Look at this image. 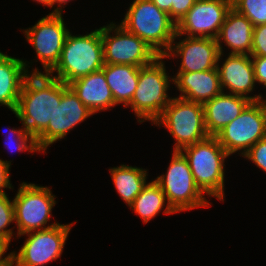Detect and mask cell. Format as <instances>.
Returning a JSON list of instances; mask_svg holds the SVG:
<instances>
[{"label":"cell","mask_w":266,"mask_h":266,"mask_svg":"<svg viewBox=\"0 0 266 266\" xmlns=\"http://www.w3.org/2000/svg\"><path fill=\"white\" fill-rule=\"evenodd\" d=\"M62 98V81L49 74H29L22 86L13 112L36 139L52 120Z\"/></svg>","instance_id":"6da1fadb"},{"label":"cell","mask_w":266,"mask_h":266,"mask_svg":"<svg viewBox=\"0 0 266 266\" xmlns=\"http://www.w3.org/2000/svg\"><path fill=\"white\" fill-rule=\"evenodd\" d=\"M120 25L144 40L159 56L170 49L177 24L151 0H134Z\"/></svg>","instance_id":"7a4b0ae2"},{"label":"cell","mask_w":266,"mask_h":266,"mask_svg":"<svg viewBox=\"0 0 266 266\" xmlns=\"http://www.w3.org/2000/svg\"><path fill=\"white\" fill-rule=\"evenodd\" d=\"M103 66L101 27L86 35H72L69 32L60 60L49 75L68 85L75 79L101 70Z\"/></svg>","instance_id":"3957f363"},{"label":"cell","mask_w":266,"mask_h":266,"mask_svg":"<svg viewBox=\"0 0 266 266\" xmlns=\"http://www.w3.org/2000/svg\"><path fill=\"white\" fill-rule=\"evenodd\" d=\"M180 152L185 156L192 175L200 190L208 197L224 201L225 159L230 155L219 144L216 136L184 147Z\"/></svg>","instance_id":"277c9868"},{"label":"cell","mask_w":266,"mask_h":266,"mask_svg":"<svg viewBox=\"0 0 266 266\" xmlns=\"http://www.w3.org/2000/svg\"><path fill=\"white\" fill-rule=\"evenodd\" d=\"M164 59V56H159L151 64L140 67L137 88L126 106L134 111L139 123L151 121L153 124L172 99L168 90L173 77L166 73Z\"/></svg>","instance_id":"5b68a950"},{"label":"cell","mask_w":266,"mask_h":266,"mask_svg":"<svg viewBox=\"0 0 266 266\" xmlns=\"http://www.w3.org/2000/svg\"><path fill=\"white\" fill-rule=\"evenodd\" d=\"M172 159L166 174L154 180L165 194L170 208L178 212L209 207L211 203L197 186L188 161L180 151H172Z\"/></svg>","instance_id":"8992f818"},{"label":"cell","mask_w":266,"mask_h":266,"mask_svg":"<svg viewBox=\"0 0 266 266\" xmlns=\"http://www.w3.org/2000/svg\"><path fill=\"white\" fill-rule=\"evenodd\" d=\"M154 124L168 129L175 140L174 151H180L209 136L204 123L203 104L180 97L171 99L169 106Z\"/></svg>","instance_id":"52a82bcc"},{"label":"cell","mask_w":266,"mask_h":266,"mask_svg":"<svg viewBox=\"0 0 266 266\" xmlns=\"http://www.w3.org/2000/svg\"><path fill=\"white\" fill-rule=\"evenodd\" d=\"M17 238L23 234L53 227L58 222L48 225L52 209L56 204L51 188L34 183L22 182L13 198ZM47 224V226H46Z\"/></svg>","instance_id":"ba28073f"},{"label":"cell","mask_w":266,"mask_h":266,"mask_svg":"<svg viewBox=\"0 0 266 266\" xmlns=\"http://www.w3.org/2000/svg\"><path fill=\"white\" fill-rule=\"evenodd\" d=\"M101 39L104 64L144 67L159 57L144 40L113 22L101 27Z\"/></svg>","instance_id":"9c48e42d"},{"label":"cell","mask_w":266,"mask_h":266,"mask_svg":"<svg viewBox=\"0 0 266 266\" xmlns=\"http://www.w3.org/2000/svg\"><path fill=\"white\" fill-rule=\"evenodd\" d=\"M216 137L229 155L239 151L243 157L254 144L266 137V108L259 101L251 102Z\"/></svg>","instance_id":"30bf717a"},{"label":"cell","mask_w":266,"mask_h":266,"mask_svg":"<svg viewBox=\"0 0 266 266\" xmlns=\"http://www.w3.org/2000/svg\"><path fill=\"white\" fill-rule=\"evenodd\" d=\"M72 225L59 223L23 234L28 237L18 253L11 252L12 266H44L57 260L63 252Z\"/></svg>","instance_id":"8fae6325"},{"label":"cell","mask_w":266,"mask_h":266,"mask_svg":"<svg viewBox=\"0 0 266 266\" xmlns=\"http://www.w3.org/2000/svg\"><path fill=\"white\" fill-rule=\"evenodd\" d=\"M22 32L27 42L33 46L45 74H49L59 62L70 32L64 23L62 13H50Z\"/></svg>","instance_id":"7c38bea8"},{"label":"cell","mask_w":266,"mask_h":266,"mask_svg":"<svg viewBox=\"0 0 266 266\" xmlns=\"http://www.w3.org/2000/svg\"><path fill=\"white\" fill-rule=\"evenodd\" d=\"M92 115L94 113L83 104L73 89L62 82L60 105L56 106L47 128L36 138L38 148L46 153L50 145L66 137L70 130Z\"/></svg>","instance_id":"4fadbf2b"},{"label":"cell","mask_w":266,"mask_h":266,"mask_svg":"<svg viewBox=\"0 0 266 266\" xmlns=\"http://www.w3.org/2000/svg\"><path fill=\"white\" fill-rule=\"evenodd\" d=\"M232 5L227 0H196L177 23L174 39L182 36L216 39Z\"/></svg>","instance_id":"5bb4252c"},{"label":"cell","mask_w":266,"mask_h":266,"mask_svg":"<svg viewBox=\"0 0 266 266\" xmlns=\"http://www.w3.org/2000/svg\"><path fill=\"white\" fill-rule=\"evenodd\" d=\"M219 55L216 39L185 36L179 42L174 39L164 57L181 58L178 72H195L217 68Z\"/></svg>","instance_id":"9a60e30c"},{"label":"cell","mask_w":266,"mask_h":266,"mask_svg":"<svg viewBox=\"0 0 266 266\" xmlns=\"http://www.w3.org/2000/svg\"><path fill=\"white\" fill-rule=\"evenodd\" d=\"M224 52L220 53L218 58L217 69L220 77V84L223 92L245 97L252 102L259 101L258 95H249L255 89L254 68L251 61V56L248 54H228L222 65L219 61L222 60ZM221 59V60H220Z\"/></svg>","instance_id":"2e32d148"},{"label":"cell","mask_w":266,"mask_h":266,"mask_svg":"<svg viewBox=\"0 0 266 266\" xmlns=\"http://www.w3.org/2000/svg\"><path fill=\"white\" fill-rule=\"evenodd\" d=\"M175 88L180 91L177 97L204 104L223 92L218 69L195 72H177L173 76Z\"/></svg>","instance_id":"e0dca14e"},{"label":"cell","mask_w":266,"mask_h":266,"mask_svg":"<svg viewBox=\"0 0 266 266\" xmlns=\"http://www.w3.org/2000/svg\"><path fill=\"white\" fill-rule=\"evenodd\" d=\"M29 62L0 51V105L15 111L18 98L26 77L29 74H44L35 68L29 72Z\"/></svg>","instance_id":"ac0fdd59"},{"label":"cell","mask_w":266,"mask_h":266,"mask_svg":"<svg viewBox=\"0 0 266 266\" xmlns=\"http://www.w3.org/2000/svg\"><path fill=\"white\" fill-rule=\"evenodd\" d=\"M252 101L238 95L222 92L203 104L204 123L209 136H216L227 124L237 118Z\"/></svg>","instance_id":"d6986e66"},{"label":"cell","mask_w":266,"mask_h":266,"mask_svg":"<svg viewBox=\"0 0 266 266\" xmlns=\"http://www.w3.org/2000/svg\"><path fill=\"white\" fill-rule=\"evenodd\" d=\"M254 26L244 15L231 8L216 38L220 53H223L222 42L230 48L229 54L251 53Z\"/></svg>","instance_id":"ffe728a7"},{"label":"cell","mask_w":266,"mask_h":266,"mask_svg":"<svg viewBox=\"0 0 266 266\" xmlns=\"http://www.w3.org/2000/svg\"><path fill=\"white\" fill-rule=\"evenodd\" d=\"M68 85L94 114L117 105L102 69L75 79Z\"/></svg>","instance_id":"44dd1931"},{"label":"cell","mask_w":266,"mask_h":266,"mask_svg":"<svg viewBox=\"0 0 266 266\" xmlns=\"http://www.w3.org/2000/svg\"><path fill=\"white\" fill-rule=\"evenodd\" d=\"M102 70L117 105L131 102L139 79L140 67L124 64H104Z\"/></svg>","instance_id":"7402d4cb"},{"label":"cell","mask_w":266,"mask_h":266,"mask_svg":"<svg viewBox=\"0 0 266 266\" xmlns=\"http://www.w3.org/2000/svg\"><path fill=\"white\" fill-rule=\"evenodd\" d=\"M109 170L117 193L130 206L147 184V169L121 164Z\"/></svg>","instance_id":"603a6c76"},{"label":"cell","mask_w":266,"mask_h":266,"mask_svg":"<svg viewBox=\"0 0 266 266\" xmlns=\"http://www.w3.org/2000/svg\"><path fill=\"white\" fill-rule=\"evenodd\" d=\"M165 194L161 187L154 181L148 182L129 206L134 212L139 215L144 223H148L157 214L163 211L164 214H174L175 212L170 208L166 202ZM165 205V206H164Z\"/></svg>","instance_id":"cb8c5ba5"},{"label":"cell","mask_w":266,"mask_h":266,"mask_svg":"<svg viewBox=\"0 0 266 266\" xmlns=\"http://www.w3.org/2000/svg\"><path fill=\"white\" fill-rule=\"evenodd\" d=\"M232 8L257 26L266 24V0H237Z\"/></svg>","instance_id":"d4e9b609"},{"label":"cell","mask_w":266,"mask_h":266,"mask_svg":"<svg viewBox=\"0 0 266 266\" xmlns=\"http://www.w3.org/2000/svg\"><path fill=\"white\" fill-rule=\"evenodd\" d=\"M10 133L7 137L6 148H9L10 151H13V147L18 150V152L28 151L30 153L41 152L38 148L36 139L25 129L22 125V128L9 129ZM12 146V147H11Z\"/></svg>","instance_id":"484cf974"},{"label":"cell","mask_w":266,"mask_h":266,"mask_svg":"<svg viewBox=\"0 0 266 266\" xmlns=\"http://www.w3.org/2000/svg\"><path fill=\"white\" fill-rule=\"evenodd\" d=\"M13 222H15L13 200L11 201L7 194L0 195V238L9 245L15 232L14 228L7 227Z\"/></svg>","instance_id":"4316f807"},{"label":"cell","mask_w":266,"mask_h":266,"mask_svg":"<svg viewBox=\"0 0 266 266\" xmlns=\"http://www.w3.org/2000/svg\"><path fill=\"white\" fill-rule=\"evenodd\" d=\"M266 172V137L254 144L243 156Z\"/></svg>","instance_id":"83f0119b"},{"label":"cell","mask_w":266,"mask_h":266,"mask_svg":"<svg viewBox=\"0 0 266 266\" xmlns=\"http://www.w3.org/2000/svg\"><path fill=\"white\" fill-rule=\"evenodd\" d=\"M250 56H266V24L254 26Z\"/></svg>","instance_id":"f1b7e54d"},{"label":"cell","mask_w":266,"mask_h":266,"mask_svg":"<svg viewBox=\"0 0 266 266\" xmlns=\"http://www.w3.org/2000/svg\"><path fill=\"white\" fill-rule=\"evenodd\" d=\"M196 0H173L170 10L171 19L177 24L195 4Z\"/></svg>","instance_id":"f546056e"},{"label":"cell","mask_w":266,"mask_h":266,"mask_svg":"<svg viewBox=\"0 0 266 266\" xmlns=\"http://www.w3.org/2000/svg\"><path fill=\"white\" fill-rule=\"evenodd\" d=\"M255 82L266 86V56H251Z\"/></svg>","instance_id":"4dcf8cb0"},{"label":"cell","mask_w":266,"mask_h":266,"mask_svg":"<svg viewBox=\"0 0 266 266\" xmlns=\"http://www.w3.org/2000/svg\"><path fill=\"white\" fill-rule=\"evenodd\" d=\"M11 160L4 161L0 159V195H5V188L13 189V186L10 181V171Z\"/></svg>","instance_id":"1f68e13d"},{"label":"cell","mask_w":266,"mask_h":266,"mask_svg":"<svg viewBox=\"0 0 266 266\" xmlns=\"http://www.w3.org/2000/svg\"><path fill=\"white\" fill-rule=\"evenodd\" d=\"M8 247L9 244L0 238V265H12L11 252L3 257L6 251L9 249Z\"/></svg>","instance_id":"d6a6232c"},{"label":"cell","mask_w":266,"mask_h":266,"mask_svg":"<svg viewBox=\"0 0 266 266\" xmlns=\"http://www.w3.org/2000/svg\"><path fill=\"white\" fill-rule=\"evenodd\" d=\"M159 9L170 15L173 0H151Z\"/></svg>","instance_id":"836d02e7"},{"label":"cell","mask_w":266,"mask_h":266,"mask_svg":"<svg viewBox=\"0 0 266 266\" xmlns=\"http://www.w3.org/2000/svg\"><path fill=\"white\" fill-rule=\"evenodd\" d=\"M71 0H53V6L57 3V7H54V10L51 13H62L64 5L69 3ZM64 4V5H63Z\"/></svg>","instance_id":"e575fe53"},{"label":"cell","mask_w":266,"mask_h":266,"mask_svg":"<svg viewBox=\"0 0 266 266\" xmlns=\"http://www.w3.org/2000/svg\"><path fill=\"white\" fill-rule=\"evenodd\" d=\"M36 1L37 3L43 5V6H48L50 8H53V0H33Z\"/></svg>","instance_id":"d590c367"},{"label":"cell","mask_w":266,"mask_h":266,"mask_svg":"<svg viewBox=\"0 0 266 266\" xmlns=\"http://www.w3.org/2000/svg\"><path fill=\"white\" fill-rule=\"evenodd\" d=\"M259 102L266 108V99H264V97L262 96V94L260 96Z\"/></svg>","instance_id":"8d00e7d4"},{"label":"cell","mask_w":266,"mask_h":266,"mask_svg":"<svg viewBox=\"0 0 266 266\" xmlns=\"http://www.w3.org/2000/svg\"><path fill=\"white\" fill-rule=\"evenodd\" d=\"M231 5H233L237 0H227Z\"/></svg>","instance_id":"74e56055"}]
</instances>
